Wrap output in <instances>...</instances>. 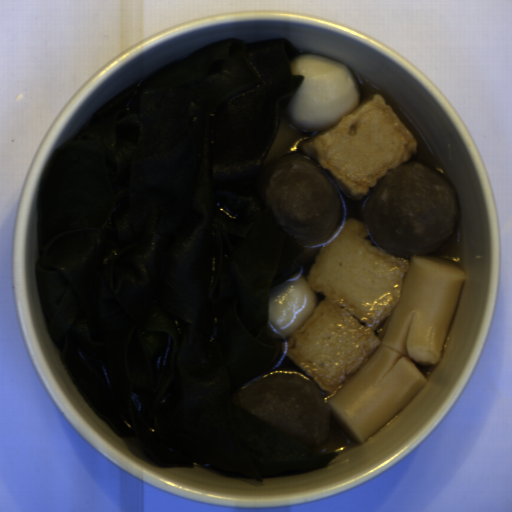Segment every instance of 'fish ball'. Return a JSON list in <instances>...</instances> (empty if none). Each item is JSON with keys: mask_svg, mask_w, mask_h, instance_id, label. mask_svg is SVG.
<instances>
[{"mask_svg": "<svg viewBox=\"0 0 512 512\" xmlns=\"http://www.w3.org/2000/svg\"><path fill=\"white\" fill-rule=\"evenodd\" d=\"M408 274L406 260L381 249L365 224L341 220L307 277L291 274L271 291L265 325L281 353L332 394L380 346Z\"/></svg>", "mask_w": 512, "mask_h": 512, "instance_id": "29854b86", "label": "fish ball"}, {"mask_svg": "<svg viewBox=\"0 0 512 512\" xmlns=\"http://www.w3.org/2000/svg\"><path fill=\"white\" fill-rule=\"evenodd\" d=\"M288 69L303 79L283 113L297 132H318L299 147L351 199L361 202L417 152L384 98H361L350 68L340 61L304 53Z\"/></svg>", "mask_w": 512, "mask_h": 512, "instance_id": "53f4d19a", "label": "fish ball"}]
</instances>
